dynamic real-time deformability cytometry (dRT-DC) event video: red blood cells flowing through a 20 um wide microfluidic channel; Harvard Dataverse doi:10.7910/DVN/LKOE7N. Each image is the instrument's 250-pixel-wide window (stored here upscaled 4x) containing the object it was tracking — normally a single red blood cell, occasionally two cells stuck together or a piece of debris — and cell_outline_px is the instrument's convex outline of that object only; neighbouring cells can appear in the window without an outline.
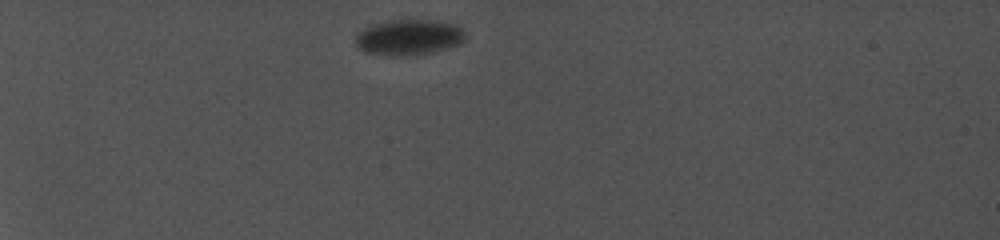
{"species": "common noctule bat (a hibernating species)", "species_latin": "Nyctalus noctula", "temperature_condition": "cold", "stored_images_in_passage": 13, "camera_frame_rate_fps": 5000, "um_per_image_px": 0.085, "animal": {"sex": "female", "body_mass_g": 19.0, "forearm_length_mm": 56.7}, "frame": {"image": 1, "passage_image": 1, "time_ms": 0.0, "image_size_px": [1000, 240], "cell_outline_px": [[456, 36], [452, 40], [436, 44], [412, 48], [368, 48], [360, 44], [360, 36], [368, 28], [376, 24], [396, 20], [428, 20], [444, 24], [456, 28]], "centroid_in_image_um": [34.58, 2.92], "position_along_channel_um": 50.4, "area_um2": 15.9}}
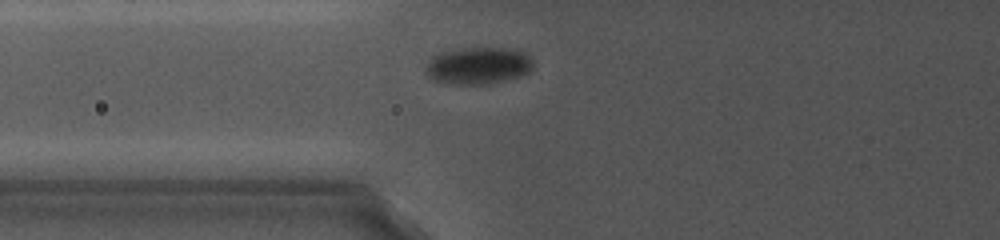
{"frame": {"image": 2, "passage_image": 8, "time_ms": 2.8, "image_size_px": [1000, 240], "cell_outline_px": [[528, 68], [512, 76], [492, 80], [448, 80], [436, 76], [432, 72], [432, 64], [436, 56], [444, 52], [460, 48], [516, 48], [524, 52], [528, 60]], "centroid_in_image_um": [40.76, 5.42], "position_along_channel_um": 85.0, "area_um2": 19.36}}